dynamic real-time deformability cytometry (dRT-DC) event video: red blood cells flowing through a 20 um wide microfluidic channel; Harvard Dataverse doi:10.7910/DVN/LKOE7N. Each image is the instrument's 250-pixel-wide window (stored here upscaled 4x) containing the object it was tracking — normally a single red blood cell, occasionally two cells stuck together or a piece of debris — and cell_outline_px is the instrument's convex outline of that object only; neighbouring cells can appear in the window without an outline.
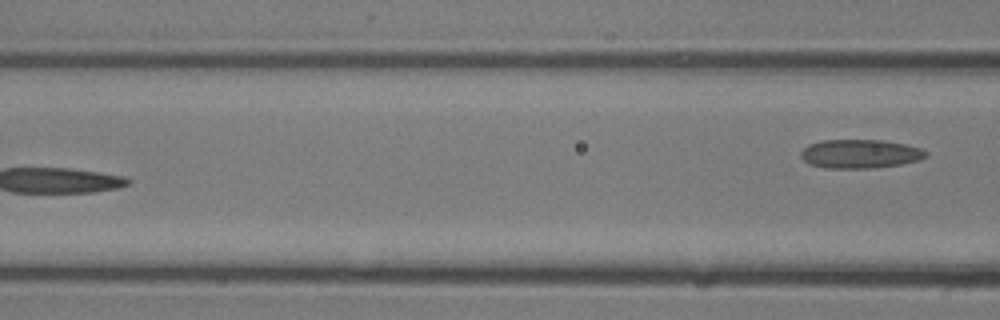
{"species": "common noctule bat (a hibernating species)", "species_latin": "Nyctalus noctula", "temperature_condition": "room temperature", "stored_images_in_passage": 14, "camera_frame_rate_fps": 3000, "um_per_image_px": 0.085, "animal": {"sex": "male", "body_mass_g": 13.3}, "frame": {"image": 1, "passage_image": 14, "time_ms": 4.333, "image_size_px": [1000, 320], "cell_outline_px": [[928, 156], [920, 160], [900, 164], [872, 168], [824, 168], [808, 164], [800, 156], [800, 152], [808, 144], [820, 140], [884, 140], [904, 144], [920, 148], [928, 152]], "centroid_in_image_um": [73.09, 13.07], "position_along_channel_um": 93.5, "area_um2": 21.15}}